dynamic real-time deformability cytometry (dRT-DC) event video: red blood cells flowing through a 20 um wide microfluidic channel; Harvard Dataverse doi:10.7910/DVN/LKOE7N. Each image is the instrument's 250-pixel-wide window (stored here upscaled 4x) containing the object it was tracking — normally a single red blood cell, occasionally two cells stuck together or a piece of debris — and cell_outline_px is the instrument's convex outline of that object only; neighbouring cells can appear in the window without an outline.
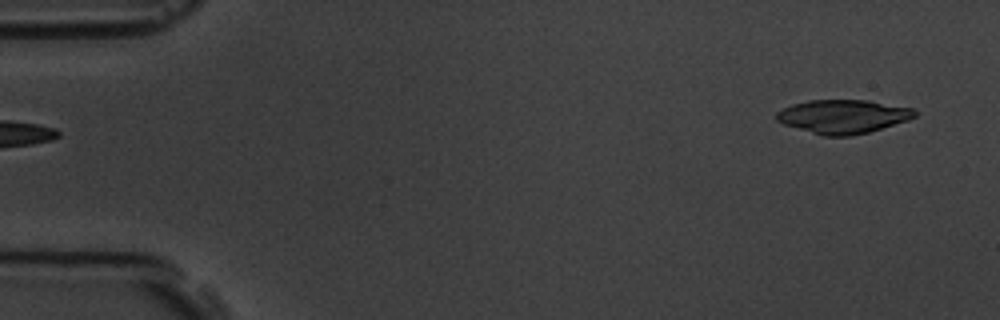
{"species": "common noctule bat (a hibernating species)", "species_latin": "Nyctalus noctula", "temperature_condition": "room temperature", "stored_images_in_passage": 5, "segment_of_instrument_passage": [2, 2], "camera_frame_rate_fps": 3000, "um_per_image_px": 0.085, "animal": {"sex": "male", "body_mass_g": 19.5, "forearm_length_mm": 54.6}, "frame": {"image": 1, "passage_image": 5, "time_ms": 5.333, "image_size_px": [1000, 320], "cell_outline_px": [[916, 116], [908, 120], [868, 132], [852, 136], [824, 136], [784, 124], [776, 120], [776, 112], [792, 104], [808, 100], [868, 100], [912, 108], [916, 112]], "centroid_in_image_um": [71.65, 9.9], "position_along_channel_um": 13.4, "area_um2": 26.99}}